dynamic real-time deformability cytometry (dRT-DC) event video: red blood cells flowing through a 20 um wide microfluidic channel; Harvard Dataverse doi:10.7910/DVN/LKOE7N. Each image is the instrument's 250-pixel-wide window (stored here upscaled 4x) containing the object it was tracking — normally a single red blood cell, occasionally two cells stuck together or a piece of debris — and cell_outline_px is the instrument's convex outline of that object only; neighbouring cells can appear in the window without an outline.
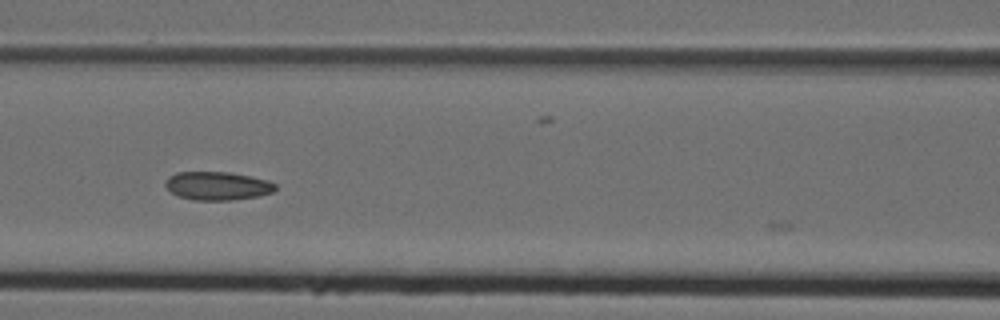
{"species": "Egyptian fruit bat (a non-hibernating species)", "species_latin": "Rousettus aegyptiacus", "temperature_condition": "cold", "stored_images_in_passage": 9, "camera_frame_rate_fps": 3000, "um_per_image_px": 0.085, "animal": {"sex": "female"}, "frame": {"image": 1, "passage_image": 6, "time_ms": 1.667, "image_size_px": [1000, 320], "cell_outline_px": [[276, 188], [272, 192], [260, 196], [232, 200], [192, 200], [180, 196], [172, 192], [164, 184], [164, 180], [168, 176], [176, 172], [228, 172], [268, 180], [276, 184]], "centroid_in_image_um": [18.47, 15.8], "position_along_channel_um": 148.1, "area_um2": 18.21}}